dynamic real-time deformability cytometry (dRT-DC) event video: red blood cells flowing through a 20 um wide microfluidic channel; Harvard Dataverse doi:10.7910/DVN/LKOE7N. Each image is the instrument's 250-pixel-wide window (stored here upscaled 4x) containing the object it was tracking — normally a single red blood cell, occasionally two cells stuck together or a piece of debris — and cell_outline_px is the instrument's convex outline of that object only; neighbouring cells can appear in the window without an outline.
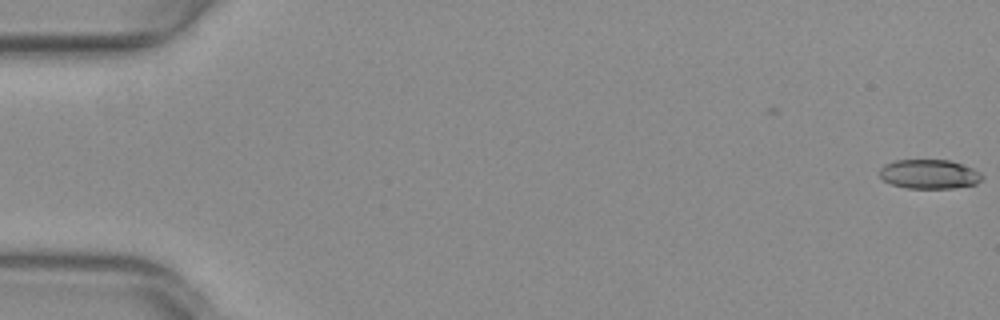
{"species": "common noctule bat (a hibernating species)", "species_latin": "Nyctalus noctula", "temperature_condition": "warm", "stored_images_in_passage": 2, "camera_frame_rate_fps": 3000, "um_per_image_px": 0.085, "animal": {"sex": "female", "body_mass_g": 29.2, "forearm_length_mm": 56.3}, "frame": {"image": 1, "passage_image": 2, "time_ms": 0.333, "image_size_px": [1000, 320], "cell_outline_px": [[984, 176], [976, 184], [952, 188], [908, 188], [892, 184], [884, 180], [880, 176], [880, 168], [884, 164], [896, 160], [948, 160], [972, 168], [980, 172]], "centroid_in_image_um": [78.98, 14.8], "position_along_channel_um": 6.0, "area_um2": 17.34}}